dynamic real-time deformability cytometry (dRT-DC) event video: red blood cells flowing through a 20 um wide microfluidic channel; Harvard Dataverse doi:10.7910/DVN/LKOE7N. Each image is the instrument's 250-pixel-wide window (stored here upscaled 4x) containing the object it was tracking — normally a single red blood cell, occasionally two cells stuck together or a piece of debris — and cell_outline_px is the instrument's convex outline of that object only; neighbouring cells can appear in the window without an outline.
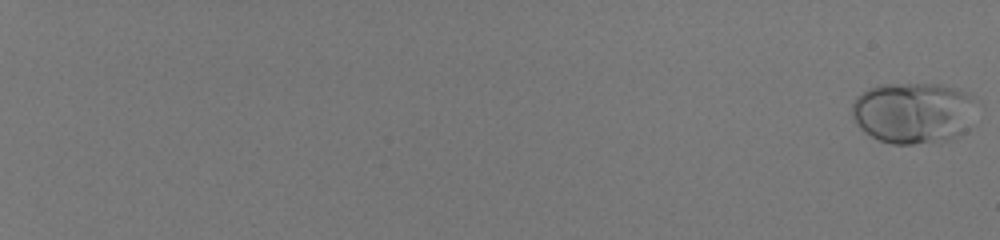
{"species": "human", "species_latin": "Homo sapiens", "temperature_condition": "room temperature", "stored_images_in_passage": 59, "camera_frame_rate_fps": 3000, "um_per_image_px": 0.085, "donor": {"sex": "male"}, "frame": {"image": 1, "passage_image": 1, "time_ms": 0.0, "image_size_px": [1000, 240], "cell_outline_px": [[972, 96], [968, 128], [964, 132], [948, 140], [912, 144], [892, 144], [880, 140], [864, 132], [856, 124], [852, 116], [852, 104], [856, 96], [880, 84], [940, 84], [956, 88]], "centroid_in_image_um": [77.56, 9.59], "position_along_channel_um": 7.4, "area_um2": 43.87}}
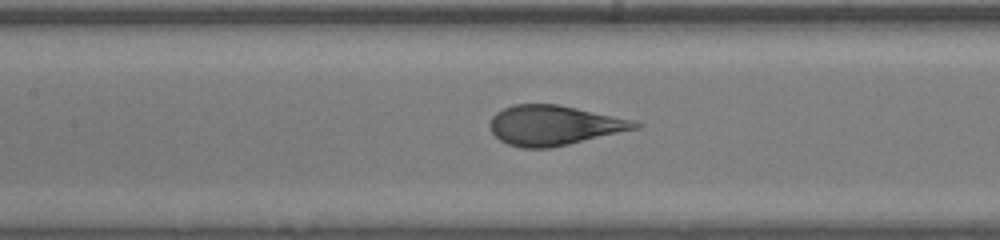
{"frame": {"image": 2, "passage_image": 35, "time_ms": 11.333, "image_size_px": [1000, 240], "cell_outline_px": [[644, 124], [640, 128], [568, 144], [548, 148], [520, 148], [508, 144], [500, 140], [492, 132], [488, 124], [492, 116], [496, 112], [512, 104], [560, 104], [636, 120]], "centroid_in_image_um": [47.12, 10.64], "position_along_channel_um": 160.3, "area_um2": 33.99}}
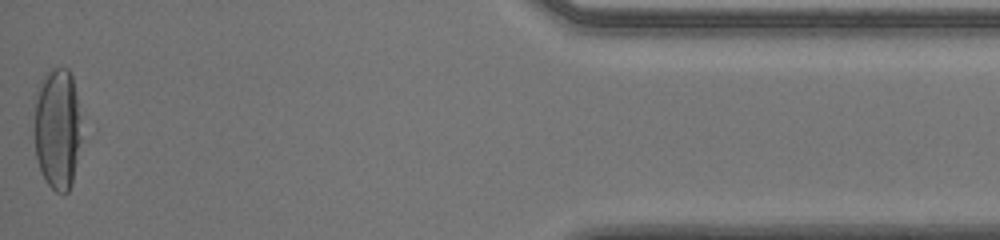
{"frame": {"image": 3, "passage_image": 59, "time_ms": 19.333, "image_size_px": [1000, 240], "cell_outline_px": [[80, 140], [72, 184], [68, 192], [64, 196], [56, 192], [48, 184], [40, 172], [36, 156], [32, 128], [36, 100], [40, 80], [52, 68], [68, 68], [72, 76], [80, 116]], "centroid_in_image_um": [4.84, 10.98], "position_along_channel_um": 430.4, "area_um2": 33.81}}